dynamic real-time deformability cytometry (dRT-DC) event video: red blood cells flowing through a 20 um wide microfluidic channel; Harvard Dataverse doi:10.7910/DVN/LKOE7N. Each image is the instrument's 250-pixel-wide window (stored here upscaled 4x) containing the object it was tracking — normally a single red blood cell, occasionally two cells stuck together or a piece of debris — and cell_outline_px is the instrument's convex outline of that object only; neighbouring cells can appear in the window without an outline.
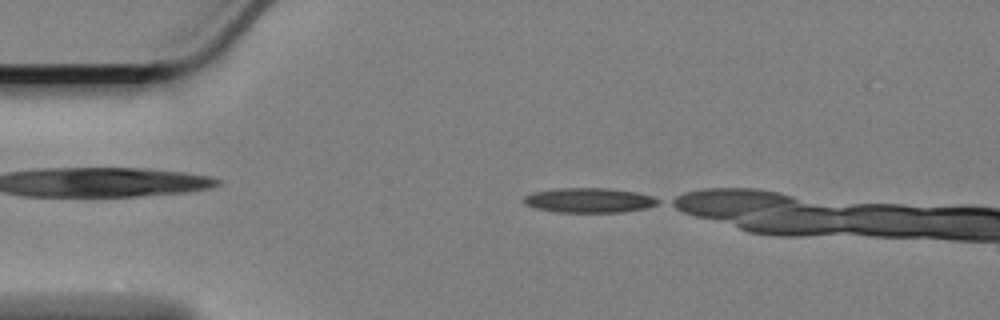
{"species": "Egyptian fruit bat (a non-hibernating species)", "species_latin": "Rousettus aegyptiacus", "temperature_condition": "cold", "stored_images_in_passage": 3, "camera_frame_rate_fps": 3000, "um_per_image_px": 0.085, "animal": {"sex": "female"}, "frame": {"image": 1, "passage_image": 1, "time_ms": 0.0, "image_size_px": [1000, 320], "cell_outline_px": [[660, 204], [648, 208], [624, 212], [556, 212], [536, 208], [524, 204], [524, 196], [532, 192], [560, 188], [608, 188], [636, 192], [652, 196], [660, 200]], "centroid_in_image_um": [50.11, 17.03], "position_along_channel_um": 34.9, "area_um2": 19.48}}